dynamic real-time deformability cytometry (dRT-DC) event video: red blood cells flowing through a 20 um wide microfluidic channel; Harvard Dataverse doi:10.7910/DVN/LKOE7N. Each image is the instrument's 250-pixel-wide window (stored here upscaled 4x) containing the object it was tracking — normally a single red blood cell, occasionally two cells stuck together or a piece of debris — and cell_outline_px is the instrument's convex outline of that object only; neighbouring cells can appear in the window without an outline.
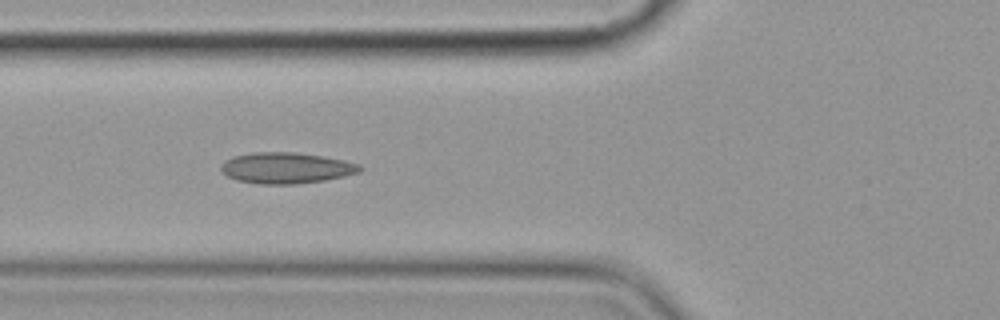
{"species": "common noctule bat (a hibernating species)", "species_latin": "Nyctalus noctula", "temperature_condition": "cold", "stored_images_in_passage": 9, "camera_frame_rate_fps": 3000, "um_per_image_px": 0.085, "animal": {"sex": "female", "body_mass_g": 19.9}, "frame": {"image": 1, "passage_image": 4, "time_ms": 3.333, "image_size_px": [1000, 320], "cell_outline_px": [[364, 168], [360, 172], [344, 176], [324, 180], [296, 184], [256, 184], [236, 180], [220, 172], [220, 164], [224, 160], [232, 156], [252, 152], [296, 152], [324, 156], [344, 160], [360, 164]], "centroid_in_image_um": [24.3, 14.27], "position_along_channel_um": 101.5, "area_um2": 25.49}}
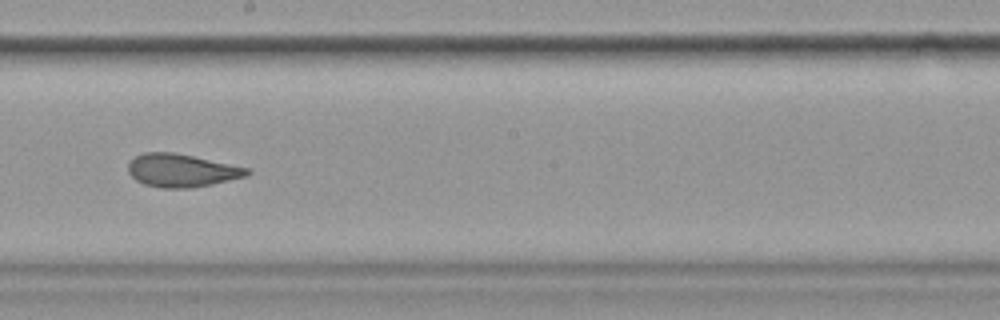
{"frame": {"image": 2, "passage_image": 7, "time_ms": 7.0, "image_size_px": [1000, 320], "cell_outline_px": [[252, 172], [248, 176], [212, 184], [192, 188], [160, 188], [144, 184], [136, 180], [128, 172], [128, 164], [136, 156], [144, 152], [172, 152], [192, 156], [248, 168]], "centroid_in_image_um": [15.43, 14.5], "position_along_channel_um": 232.8, "area_um2": 22.77}}
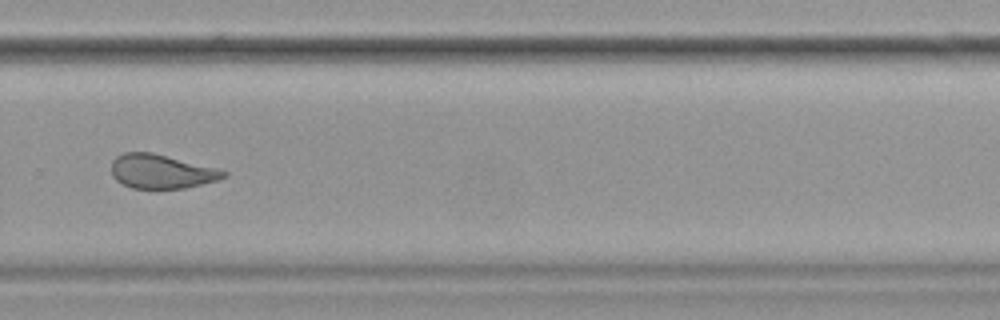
{"frame": {"image": 3, "passage_image": 9, "time_ms": 9.333, "image_size_px": [1000, 320], "cell_outline_px": [[228, 176], [220, 180], [184, 188], [132, 188], [116, 180], [112, 176], [112, 160], [116, 156], [124, 152], [152, 152], [216, 168], [228, 172]], "centroid_in_image_um": [13.73, 14.57], "position_along_channel_um": 316.1, "area_um2": 22.25}}